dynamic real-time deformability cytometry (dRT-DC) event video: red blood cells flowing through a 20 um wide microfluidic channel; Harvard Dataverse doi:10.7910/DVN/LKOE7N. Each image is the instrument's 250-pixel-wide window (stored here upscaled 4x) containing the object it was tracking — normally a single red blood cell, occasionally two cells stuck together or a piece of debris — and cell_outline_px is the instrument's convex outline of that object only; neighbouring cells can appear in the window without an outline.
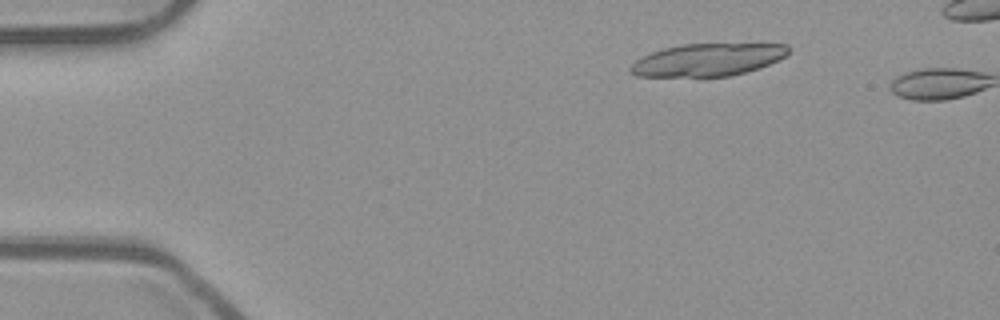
{"species": "common noctule bat (a hibernating species)", "species_latin": "Nyctalus noctula", "temperature_condition": "room temperature", "stored_images_in_passage": 9, "camera_frame_rate_fps": 3000, "um_per_image_px": 0.085, "animal": {"sex": "male", "body_mass_g": 23.1, "forearm_length_mm": 52.7}, "frame": {"image": 1, "passage_image": 8, "time_ms": 2.333, "image_size_px": [1000, 320], "cell_outline_px": [[792, 48], [784, 56], [760, 68], [728, 76], [636, 76], [628, 72], [628, 68], [636, 60], [652, 52], [664, 48], [680, 44], [788, 44]], "centroid_in_image_um": [60.14, 5.07], "position_along_channel_um": 24.9, "area_um2": 29.71}}